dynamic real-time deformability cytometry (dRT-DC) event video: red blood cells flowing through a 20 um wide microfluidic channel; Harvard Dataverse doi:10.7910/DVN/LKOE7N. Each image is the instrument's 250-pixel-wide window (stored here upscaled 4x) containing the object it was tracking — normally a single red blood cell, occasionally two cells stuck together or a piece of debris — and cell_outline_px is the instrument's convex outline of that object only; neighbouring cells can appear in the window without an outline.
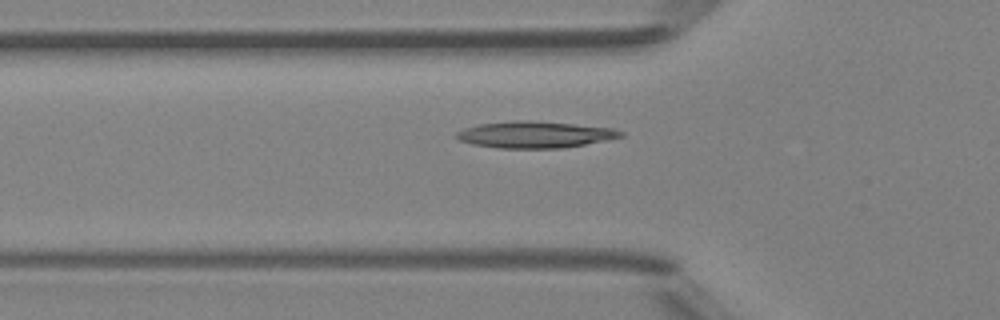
{"species": "Egyptian fruit bat (a non-hibernating species)", "species_latin": "Rousettus aegyptiacus", "temperature_condition": "room temperature", "stored_images_in_passage": 49, "camera_frame_rate_fps": 3000, "um_per_image_px": 0.085, "animal": {"sex": "female"}, "frame": {"image": 1, "passage_image": 17, "time_ms": 5.333, "image_size_px": [1000, 320], "cell_outline_px": [[624, 136], [608, 140], [564, 148], [496, 148], [472, 144], [460, 140], [452, 136], [456, 132], [464, 128], [480, 124], [516, 120], [528, 120], [572, 124], [612, 128], [624, 132]], "centroid_in_image_um": [45.44, 11.45], "position_along_channel_um": 80.4, "area_um2": 25.49}}
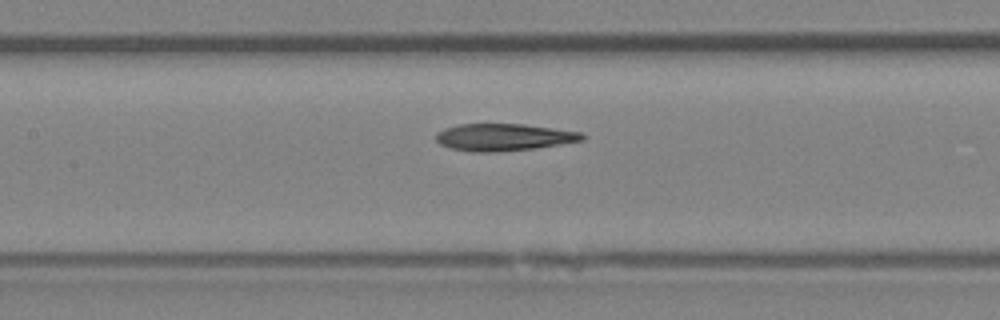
{"frame": {"image": 2, "passage_image": 23, "time_ms": 7.333, "image_size_px": [1000, 320], "cell_outline_px": [[584, 140], [536, 148], [496, 152], [472, 152], [448, 148], [440, 144], [436, 140], [436, 132], [444, 128], [460, 124], [524, 124], [580, 132], [584, 136]], "centroid_in_image_um": [42.76, 11.67], "position_along_channel_um": 164.6, "area_um2": 23.12}}
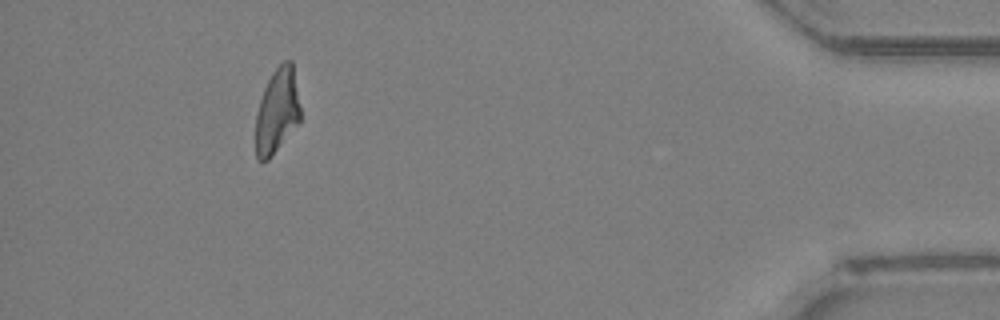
{"frame": {"image": 3, "passage_image": 45, "time_ms": 14.667, "image_size_px": [1000, 320], "cell_outline_px": [[300, 120], [268, 160], [256, 160], [256, 112], [264, 88], [272, 72], [284, 60], [292, 60], [300, 108]], "centroid_in_image_um": [23.54, 9.41], "position_along_channel_um": 411.7, "area_um2": 21.79}, "authors_computed_cell_mechanics": {"area_um2": 23.12, "velocity_mm_per_s": 4.2148, "shape_relaxation_time_tau1_ms": null, "shape_relaxation_time_tau2_ms": 3.3968, "deformation_change_tau1": null, "deformation_change_tau2": 0.1489}}